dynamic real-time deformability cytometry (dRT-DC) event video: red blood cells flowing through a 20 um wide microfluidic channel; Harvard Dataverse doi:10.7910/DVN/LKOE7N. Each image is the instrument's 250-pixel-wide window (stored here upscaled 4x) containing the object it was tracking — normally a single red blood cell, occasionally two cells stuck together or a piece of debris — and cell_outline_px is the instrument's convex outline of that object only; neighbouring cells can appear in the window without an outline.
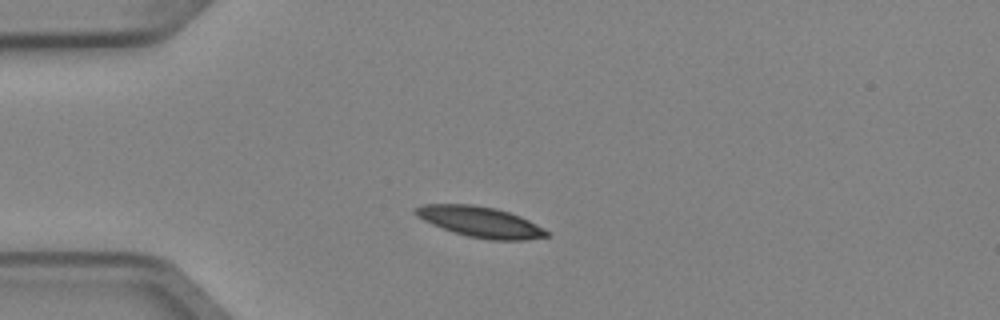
{"species": "Egyptian fruit bat (a non-hibernating species)", "species_latin": "Rousettus aegyptiacus", "temperature_condition": "cold", "stored_images_in_passage": 2, "camera_frame_rate_fps": 3000, "um_per_image_px": 0.085, "animal": {"sex": "female"}, "frame": {"image": 1, "passage_image": 2, "time_ms": 0.333, "image_size_px": [1000, 320], "cell_outline_px": [[552, 236], [524, 240], [488, 240], [468, 236], [452, 232], [432, 224], [416, 216], [412, 212], [412, 208], [424, 204], [472, 204], [496, 208], [520, 216], [552, 232]], "centroid_in_image_um": [40.83, 18.86], "position_along_channel_um": 44.2, "area_um2": 23.7}}